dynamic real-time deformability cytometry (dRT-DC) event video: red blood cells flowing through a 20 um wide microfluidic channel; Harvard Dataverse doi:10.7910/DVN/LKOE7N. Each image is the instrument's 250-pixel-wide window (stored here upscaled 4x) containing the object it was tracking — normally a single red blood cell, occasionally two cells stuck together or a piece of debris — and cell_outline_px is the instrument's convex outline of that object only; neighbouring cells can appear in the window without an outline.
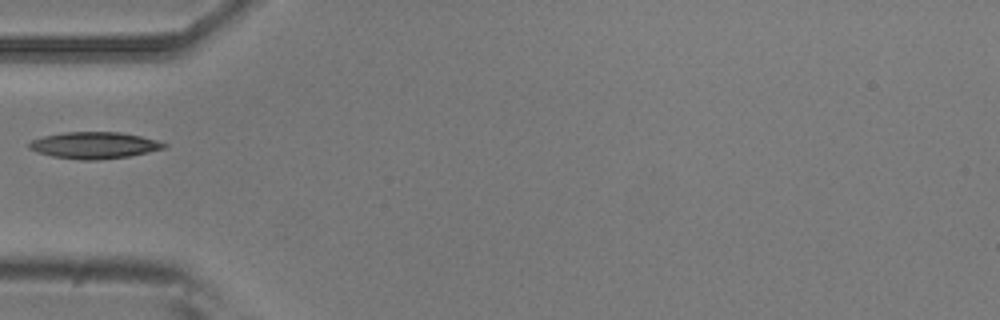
{"species": "common noctule bat (a hibernating species)", "species_latin": "Nyctalus noctula", "temperature_condition": "room temperature", "stored_images_in_passage": 6, "camera_frame_rate_fps": 3000, "um_per_image_px": 0.085, "animal": {"sex": "male", "body_mass_g": 20.5, "forearm_length_mm": 52.5}, "frame": {"image": 1, "passage_image": 6, "time_ms": 5.667, "image_size_px": [1000, 320], "cell_outline_px": [[168, 144], [164, 148], [148, 152], [128, 156], [96, 160], [80, 160], [52, 156], [28, 148], [28, 144], [32, 140], [44, 136], [64, 132], [120, 132], [140, 136], [156, 140]], "centroid_in_image_um": [8.01, 12.34], "position_along_channel_um": 77.0, "area_um2": 20.69}}